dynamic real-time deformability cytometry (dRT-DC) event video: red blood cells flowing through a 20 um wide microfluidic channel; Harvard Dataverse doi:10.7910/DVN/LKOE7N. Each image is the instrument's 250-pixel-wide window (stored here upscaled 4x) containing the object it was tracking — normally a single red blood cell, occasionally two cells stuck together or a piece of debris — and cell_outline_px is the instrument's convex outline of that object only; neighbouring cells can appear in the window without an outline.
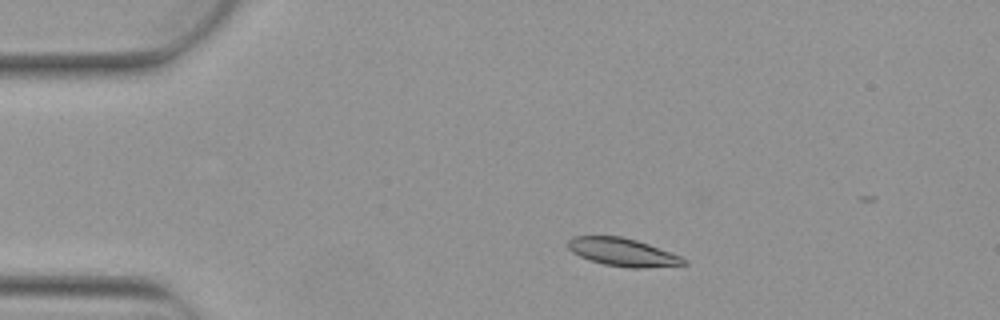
{"species": "Egyptian fruit bat (a non-hibernating species)", "species_latin": "Rousettus aegyptiacus", "temperature_condition": "warm", "stored_images_in_passage": 4, "camera_frame_rate_fps": 3000, "um_per_image_px": 0.085, "animal": {"sex": "female"}, "frame": {"image": 1, "passage_image": 2, "time_ms": 0.333, "image_size_px": [1000, 320], "cell_outline_px": [[688, 264], [644, 268], [628, 268], [604, 264], [580, 256], [572, 252], [568, 248], [568, 240], [572, 236], [620, 236], [636, 240], [648, 244], [680, 256], [688, 260]], "centroid_in_image_um": [52.93, 21.44], "position_along_channel_um": 32.1, "area_um2": 18.73}}